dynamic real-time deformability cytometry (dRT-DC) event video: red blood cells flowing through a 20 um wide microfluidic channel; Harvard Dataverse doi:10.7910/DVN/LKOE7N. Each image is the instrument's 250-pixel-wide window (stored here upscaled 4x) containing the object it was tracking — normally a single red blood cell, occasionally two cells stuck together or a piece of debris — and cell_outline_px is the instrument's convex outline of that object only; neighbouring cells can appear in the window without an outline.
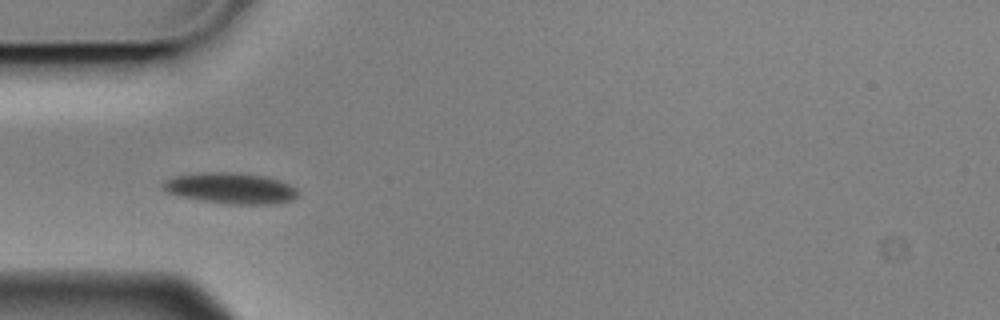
{"species": "Egyptian fruit bat (a non-hibernating species)", "species_latin": "Rousettus aegyptiacus", "temperature_condition": "cold", "stored_images_in_passage": 4, "camera_frame_rate_fps": 3000, "um_per_image_px": 0.085, "animal": {"sex": "male"}, "frame": {"image": 1, "passage_image": 4, "time_ms": 1.0, "image_size_px": [1000, 320], "cell_outline_px": [[300, 196], [292, 200], [272, 204], [232, 204], [204, 200], [180, 196], [164, 192], [160, 188], [160, 184], [164, 180], [176, 176], [204, 172], [236, 172], [264, 176], [280, 180], [296, 188], [300, 192]], "centroid_in_image_um": [19.61, 15.99], "position_along_channel_um": 65.4, "area_um2": 24.51}}